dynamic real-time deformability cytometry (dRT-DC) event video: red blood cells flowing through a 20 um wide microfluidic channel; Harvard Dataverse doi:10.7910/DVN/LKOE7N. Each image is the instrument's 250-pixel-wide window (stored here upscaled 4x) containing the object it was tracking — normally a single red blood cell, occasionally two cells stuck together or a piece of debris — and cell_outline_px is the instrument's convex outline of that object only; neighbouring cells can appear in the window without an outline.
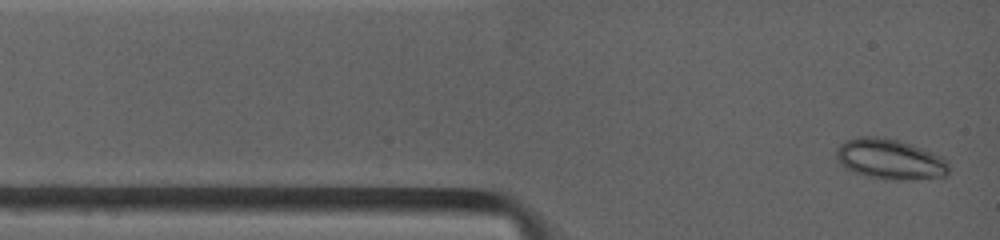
{"species": "common noctule bat (a hibernating species)", "species_latin": "Nyctalus noctula", "temperature_condition": "warm", "stored_images_in_passage": 7, "camera_frame_rate_fps": 4500, "um_per_image_px": 0.085, "animal": {"sex": "female", "body_mass_g": 19.0, "forearm_length_mm": 53.3}, "frame": {"image": 1, "passage_image": 1, "time_ms": 0.0, "image_size_px": [1000, 240], "cell_outline_px": [[948, 176], [896, 180], [892, 180], [868, 176], [856, 172], [840, 164], [836, 160], [836, 148], [840, 144], [848, 140], [860, 136], [872, 136], [900, 140], [924, 148], [944, 156], [948, 164]], "centroid_in_image_um": [75.68, 13.51], "position_along_channel_um": 9.3, "area_um2": 26.47}}
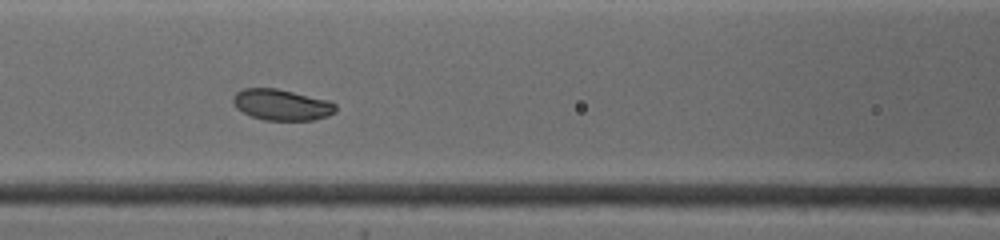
{"frame": {"image": 2, "passage_image": 6, "time_ms": 4.444, "image_size_px": [1000, 240], "cell_outline_px": [[336, 112], [328, 116], [316, 120], [264, 120], [252, 116], [236, 108], [232, 100], [236, 92], [244, 88], [276, 88], [328, 100], [336, 104]], "centroid_in_image_um": [23.96, 8.91], "position_along_channel_um": 142.6, "area_um2": 18.55}}
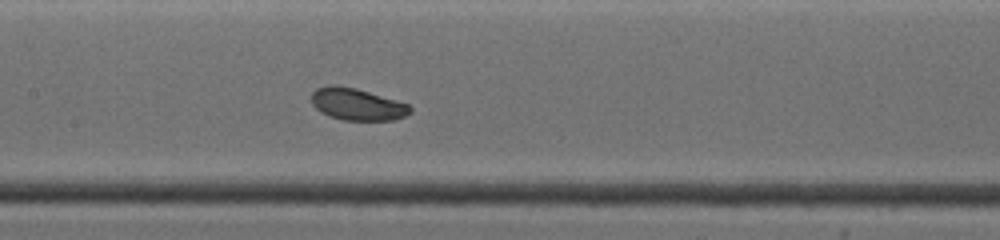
{"frame": {"image": 3, "passage_image": 7, "time_ms": 5.333, "image_size_px": [1000, 240], "cell_outline_px": [[412, 112], [396, 120], [344, 120], [328, 116], [320, 112], [312, 104], [312, 92], [316, 88], [356, 88], [408, 104], [412, 108]], "centroid_in_image_um": [30.4, 8.92], "position_along_channel_um": 177.0, "area_um2": 17.8}}